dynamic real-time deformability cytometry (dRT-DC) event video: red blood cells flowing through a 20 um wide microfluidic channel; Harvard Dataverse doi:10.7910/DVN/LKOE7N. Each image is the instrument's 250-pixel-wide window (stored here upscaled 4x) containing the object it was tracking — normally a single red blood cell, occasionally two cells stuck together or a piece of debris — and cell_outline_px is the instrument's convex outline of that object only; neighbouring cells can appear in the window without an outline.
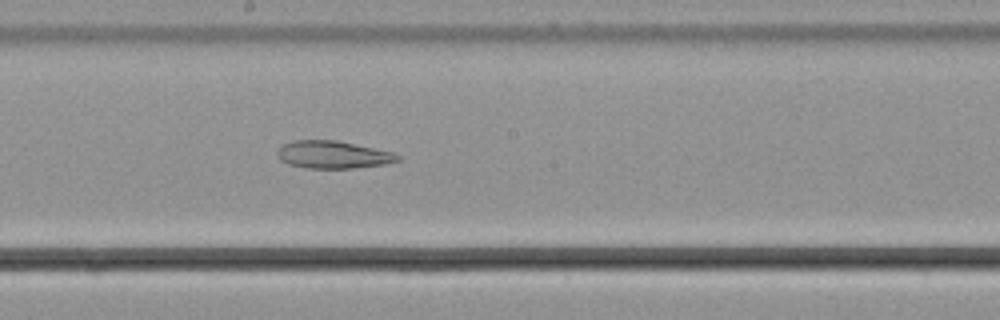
{"species": "common noctule bat (a hibernating species)", "species_latin": "Nyctalus noctula", "temperature_condition": "cold", "stored_images_in_passage": 56, "camera_frame_rate_fps": 3000, "um_per_image_px": 0.085, "animal": {"sex": "male", "body_mass_g": 21.5, "forearm_length_mm": 52.0}, "frame": {"image": 1, "passage_image": 31, "time_ms": 10.0, "image_size_px": [1000, 320], "cell_outline_px": [[400, 160], [384, 164], [356, 168], [304, 168], [288, 164], [280, 160], [276, 156], [276, 152], [284, 144], [296, 140], [336, 140], [392, 152], [400, 156]], "centroid_in_image_um": [28.27, 13.15], "position_along_channel_um": 219.9, "area_um2": 19.25}}
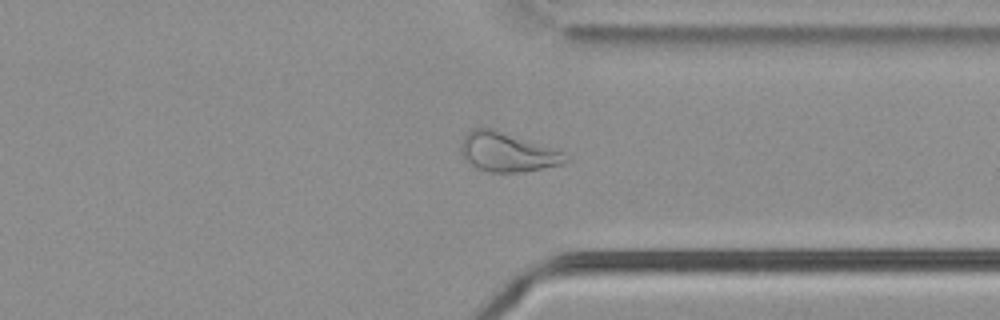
{"frame": {"image": 2, "passage_image": 43, "time_ms": 14.0, "image_size_px": [1000, 320], "cell_outline_px": [[568, 160], [564, 164], [524, 172], [488, 172], [476, 168], [460, 152], [460, 148], [464, 136], [472, 128], [492, 128], [564, 152]], "centroid_in_image_um": [43.12, 12.94], "position_along_channel_um": 368.3, "area_um2": 23.64}}
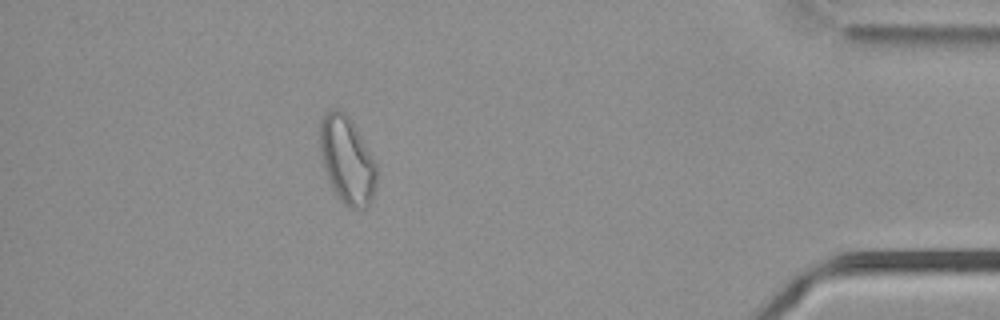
{"frame": {"image": 3, "passage_image": 50, "time_ms": 16.333, "image_size_px": [1000, 320], "cell_outline_px": [[376, 188], [372, 200], [364, 208], [352, 208], [344, 204], [336, 196], [328, 180], [320, 156], [320, 120], [332, 108], [336, 108], [344, 112], [352, 120], [376, 164]], "centroid_in_image_um": [29.48, 13.62], "position_along_channel_um": 405.7, "area_um2": 28.78}}